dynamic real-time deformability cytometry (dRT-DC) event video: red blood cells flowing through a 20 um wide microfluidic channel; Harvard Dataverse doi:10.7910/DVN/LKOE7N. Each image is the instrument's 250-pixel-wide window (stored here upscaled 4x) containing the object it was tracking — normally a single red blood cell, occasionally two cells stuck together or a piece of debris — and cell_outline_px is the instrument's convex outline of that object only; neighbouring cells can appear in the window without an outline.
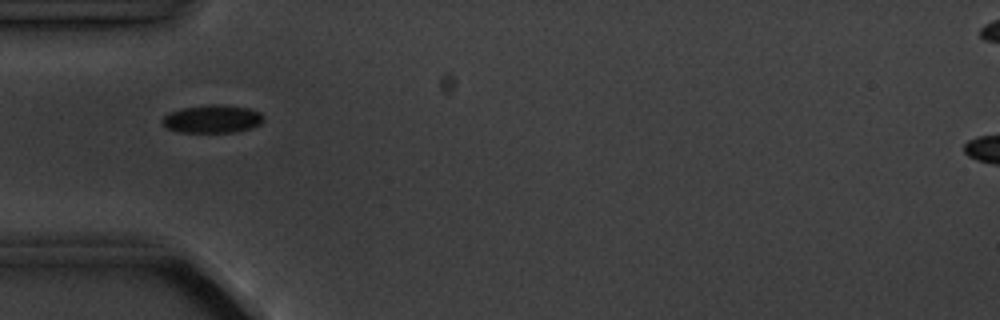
{"species": "common noctule bat (a hibernating species)", "species_latin": "Nyctalus noctula", "temperature_condition": "cold", "stored_images_in_passage": 2, "camera_frame_rate_fps": 3000, "um_per_image_px": 0.085, "animal": {"sex": "male", "body_mass_g": 20.1, "forearm_length_mm": 53.5}, "frame": {"image": 1, "passage_image": 1, "time_ms": 0.0, "image_size_px": [1000, 320], "cell_outline_px": [[264, 120], [260, 124], [252, 128], [236, 132], [180, 132], [168, 128], [160, 120], [168, 112], [180, 108], [212, 104], [216, 104], [248, 108], [260, 112], [264, 116]], "centroid_in_image_um": [18.05, 10.11], "position_along_channel_um": 66.9, "area_um2": 16.59}}
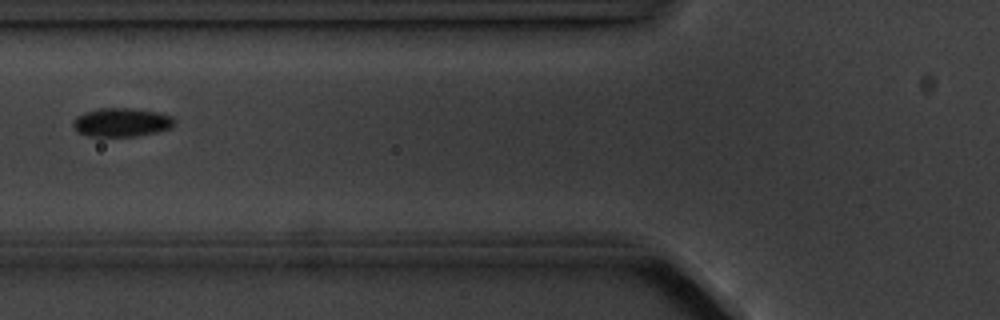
{"frame": {"image": 2, "passage_image": 2, "time_ms": 1.333, "image_size_px": [1000, 320], "cell_outline_px": [[176, 120], [172, 128], [156, 132], [136, 136], [88, 136], [76, 132], [72, 124], [72, 120], [76, 116], [84, 112], [96, 108], [132, 108], [160, 112], [172, 116]], "centroid_in_image_um": [10.32, 10.39], "position_along_channel_um": 115.5, "area_um2": 17.28}}